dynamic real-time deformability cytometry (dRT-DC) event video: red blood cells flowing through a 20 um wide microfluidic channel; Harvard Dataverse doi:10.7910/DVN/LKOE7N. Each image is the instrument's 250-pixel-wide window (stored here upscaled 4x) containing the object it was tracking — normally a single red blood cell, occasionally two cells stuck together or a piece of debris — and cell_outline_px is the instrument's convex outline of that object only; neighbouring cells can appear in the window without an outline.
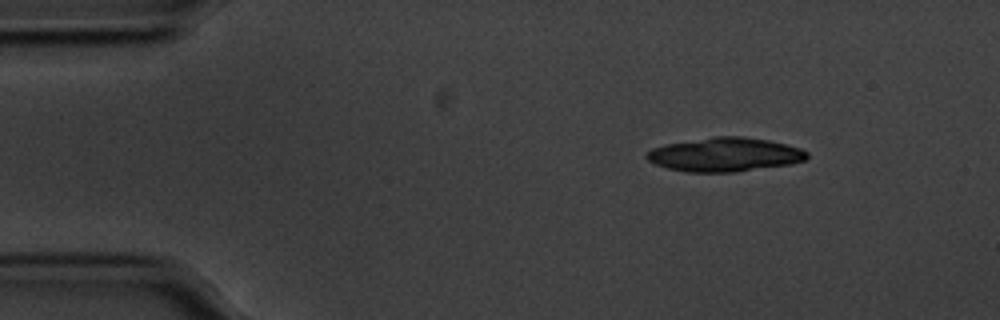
{"species": "common noctule bat (a hibernating species)", "species_latin": "Nyctalus noctula", "temperature_condition": "cold", "stored_images_in_passage": 17, "camera_frame_rate_fps": 3000, "um_per_image_px": 0.085, "animal": {"sex": "male", "body_mass_g": 20.1, "forearm_length_mm": 53.5}, "frame": {"image": 1, "passage_image": 1, "time_ms": 0.0, "image_size_px": [1000, 320], "cell_outline_px": [[808, 156], [804, 160], [788, 164], [736, 172], [688, 172], [668, 168], [656, 164], [648, 160], [644, 156], [652, 148], [668, 144], [716, 136], [740, 136], [768, 140], [788, 144], [800, 148], [808, 152]], "centroid_in_image_um": [61.62, 13.14], "position_along_channel_um": 23.4, "area_um2": 31.39}}